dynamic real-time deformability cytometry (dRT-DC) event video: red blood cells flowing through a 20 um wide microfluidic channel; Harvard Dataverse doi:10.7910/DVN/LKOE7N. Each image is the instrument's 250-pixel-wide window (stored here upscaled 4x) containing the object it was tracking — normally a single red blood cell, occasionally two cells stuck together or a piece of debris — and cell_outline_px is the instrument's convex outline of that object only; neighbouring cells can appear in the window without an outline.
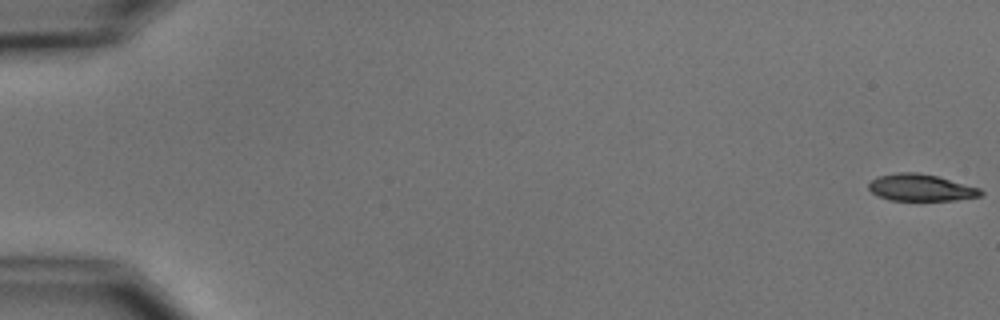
{"species": "common noctule bat (a hibernating species)", "species_latin": "Nyctalus noctula", "temperature_condition": "cold", "stored_images_in_passage": 6, "camera_frame_rate_fps": 3000, "um_per_image_px": 0.085, "animal": {"sex": "male", "body_mass_g": 15.6}, "frame": {"image": 1, "passage_image": 1, "time_ms": 0.0, "image_size_px": [1000, 320], "cell_outline_px": [[984, 196], [956, 200], [888, 200], [876, 196], [868, 188], [868, 184], [876, 176], [896, 172], [916, 172], [936, 176], [980, 188], [984, 192]], "centroid_in_image_um": [78.26, 15.95], "position_along_channel_um": 6.7, "area_um2": 17.69}}
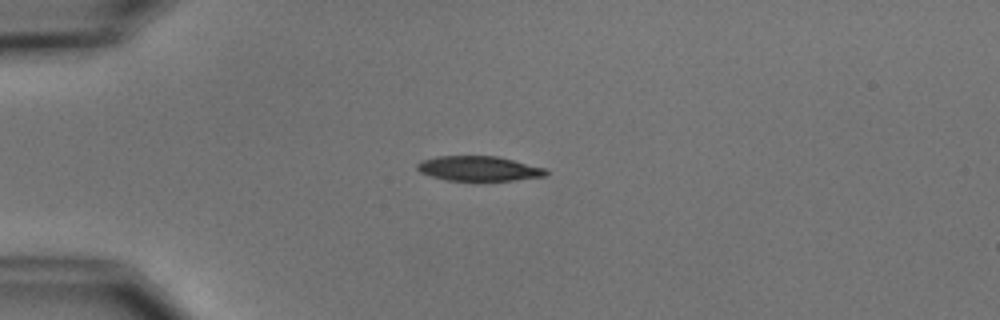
{"frame": {"image": 2, "passage_image": 5, "time_ms": 4.667, "image_size_px": [1000, 320], "cell_outline_px": [[548, 172], [544, 176], [516, 180], [444, 180], [420, 172], [416, 168], [416, 164], [420, 160], [436, 156], [496, 156], [544, 168]], "centroid_in_image_um": [40.63, 14.32], "position_along_channel_um": 44.4, "area_um2": 18.44}}